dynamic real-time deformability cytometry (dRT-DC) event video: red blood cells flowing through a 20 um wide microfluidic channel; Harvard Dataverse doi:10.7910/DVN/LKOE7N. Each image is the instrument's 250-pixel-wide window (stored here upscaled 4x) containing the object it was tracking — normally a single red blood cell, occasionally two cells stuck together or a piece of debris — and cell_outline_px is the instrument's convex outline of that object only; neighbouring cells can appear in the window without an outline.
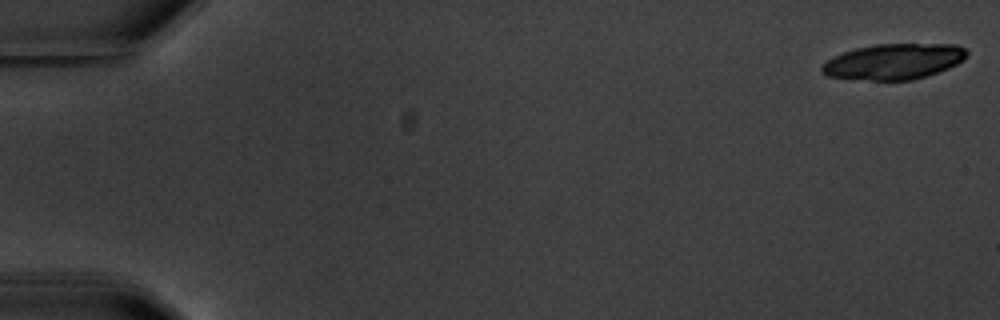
{"species": "common noctule bat (a hibernating species)", "species_latin": "Nyctalus noctula", "temperature_condition": "warm", "stored_images_in_passage": 6, "camera_frame_rate_fps": 3000, "um_per_image_px": 0.085, "animal": {"sex": "male", "body_mass_g": 20.1, "forearm_length_mm": 53.5}, "frame": {"image": 1, "passage_image": 1, "time_ms": 0.0, "image_size_px": [1000, 320], "cell_outline_px": [[968, 56], [964, 60], [948, 68], [928, 76], [912, 80], [872, 80], [828, 76], [820, 72], [820, 68], [828, 60], [844, 52], [856, 48], [876, 44], [956, 44], [964, 48], [968, 52]], "centroid_in_image_um": [76.02, 5.23], "position_along_channel_um": 9.0, "area_um2": 30.0}}
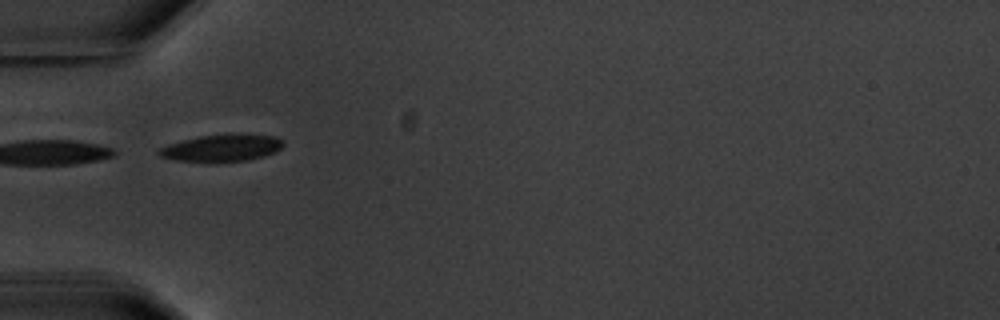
{"frame": {"image": 2, "passage_image": 5, "time_ms": 6.333, "image_size_px": [1000, 320], "cell_outline_px": [[284, 144], [276, 152], [264, 156], [248, 160], [216, 164], [176, 160], [160, 156], [156, 152], [160, 148], [168, 144], [200, 136], [228, 132], [248, 132], [276, 136], [284, 140]], "centroid_in_image_um": [18.92, 12.56], "position_along_channel_um": 66.1, "area_um2": 20.75}}